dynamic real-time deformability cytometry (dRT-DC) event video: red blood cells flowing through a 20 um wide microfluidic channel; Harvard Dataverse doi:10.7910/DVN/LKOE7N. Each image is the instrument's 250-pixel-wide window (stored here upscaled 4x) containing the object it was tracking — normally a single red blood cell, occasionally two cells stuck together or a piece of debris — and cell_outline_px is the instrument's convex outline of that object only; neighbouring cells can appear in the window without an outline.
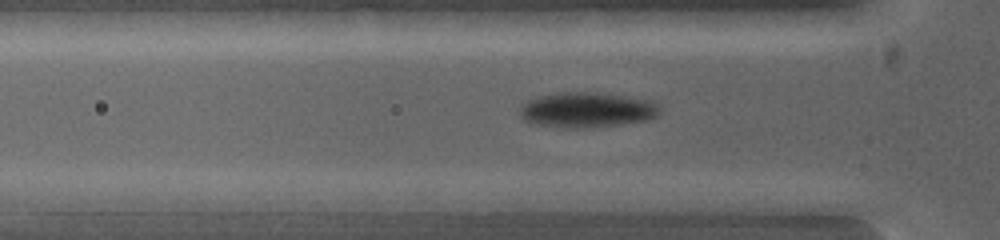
{"species": "common noctule bat (a hibernating species)", "species_latin": "Nyctalus noctula", "temperature_condition": "warm", "stored_images_in_passage": 3, "camera_frame_rate_fps": 5000, "um_per_image_px": 0.085, "animal": {"sex": "female", "body_mass_g": 19.0, "forearm_length_mm": 53.3}, "frame": {"image": 1, "passage_image": 3, "time_ms": 1.4, "image_size_px": [1000, 240], "cell_outline_px": [[788, 200], [784, 216], [772, 216], [652, 208], [644, 200], [644, 192], [732, 192]], "centroid_in_image_um": [60.99, 17.24], "position_along_channel_um": 64.8, "area_um2": 18.96}}